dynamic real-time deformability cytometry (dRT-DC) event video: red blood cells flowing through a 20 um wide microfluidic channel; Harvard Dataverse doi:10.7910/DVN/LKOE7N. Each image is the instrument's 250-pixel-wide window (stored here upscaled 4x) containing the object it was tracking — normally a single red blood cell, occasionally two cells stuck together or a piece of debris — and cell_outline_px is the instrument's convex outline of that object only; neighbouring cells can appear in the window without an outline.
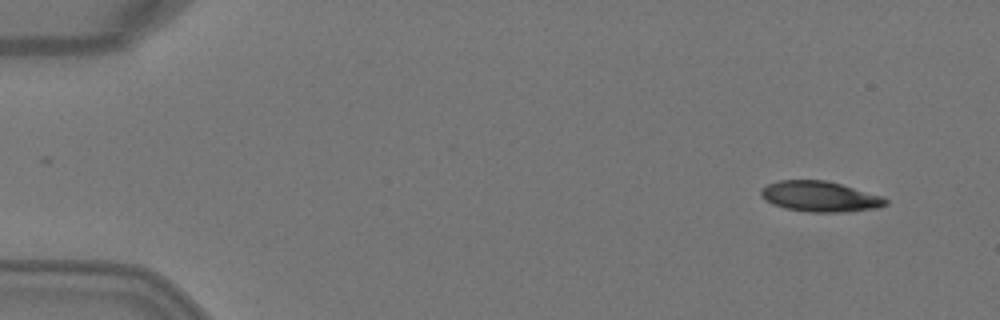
{"species": "Egyptian fruit bat (a non-hibernating species)", "species_latin": "Rousettus aegyptiacus", "temperature_condition": "warm", "stored_images_in_passage": 5, "camera_frame_rate_fps": 3000, "um_per_image_px": 0.085, "animal": {"sex": "female"}, "frame": {"image": 1, "passage_image": 1, "time_ms": 0.0, "image_size_px": [1000, 320], "cell_outline_px": [[888, 204], [880, 208], [840, 212], [808, 212], [784, 208], [772, 204], [764, 200], [760, 196], [760, 188], [768, 184], [780, 180], [824, 180], [840, 184], [884, 196], [888, 200]], "centroid_in_image_um": [69.69, 16.71], "position_along_channel_um": 15.3, "area_um2": 22.37}}
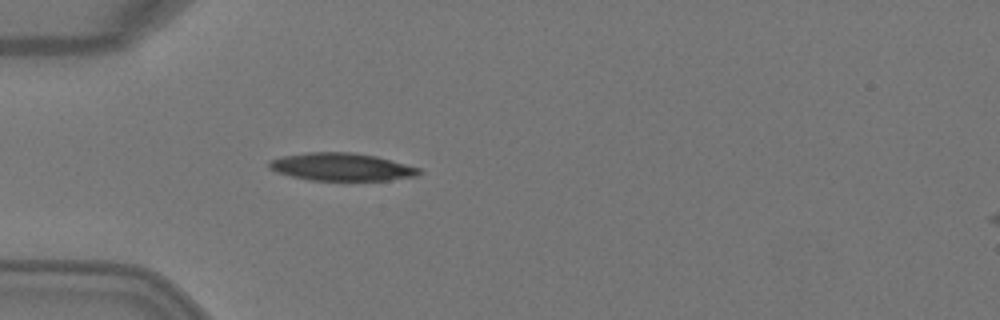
{"frame": {"image": 2, "passage_image": 4, "time_ms": 1.0, "image_size_px": [1000, 320], "cell_outline_px": [[424, 172], [420, 176], [388, 180], [308, 180], [276, 172], [268, 168], [268, 160], [280, 156], [308, 152], [352, 152], [376, 156], [420, 168]], "centroid_in_image_um": [29.03, 14.18], "position_along_channel_um": 56.0, "area_um2": 24.45}}